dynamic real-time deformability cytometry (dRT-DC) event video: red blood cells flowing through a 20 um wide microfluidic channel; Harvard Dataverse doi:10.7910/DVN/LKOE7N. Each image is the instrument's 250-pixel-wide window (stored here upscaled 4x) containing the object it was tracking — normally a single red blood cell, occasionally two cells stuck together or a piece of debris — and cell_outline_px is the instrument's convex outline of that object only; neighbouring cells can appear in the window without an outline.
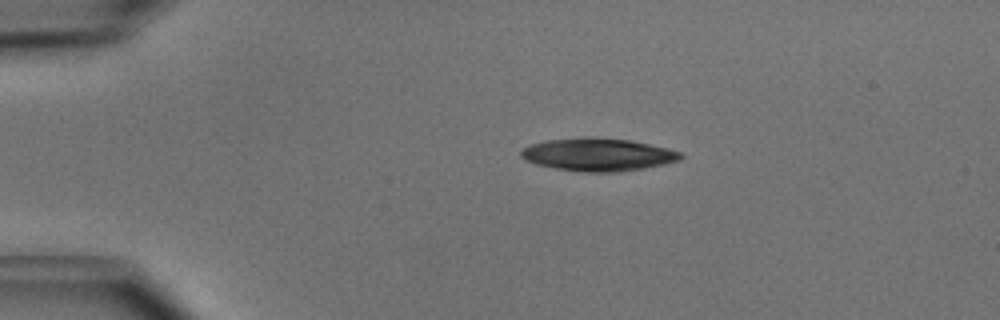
{"species": "common noctule bat (a hibernating species)", "species_latin": "Nyctalus noctula", "temperature_condition": "cold", "stored_images_in_passage": 41, "camera_frame_rate_fps": 3000, "um_per_image_px": 0.085, "animal": {"sex": "male", "body_mass_g": 15.6}, "frame": {"image": 1, "passage_image": 1, "time_ms": 0.0, "image_size_px": [1000, 320], "cell_outline_px": [[684, 156], [680, 160], [664, 164], [644, 168], [616, 172], [588, 172], [556, 168], [536, 164], [524, 160], [520, 156], [520, 152], [524, 148], [532, 144], [544, 140], [588, 136], [628, 140], [668, 148], [680, 152]], "centroid_in_image_um": [50.82, 13.13], "position_along_channel_um": 34.2, "area_um2": 30.46}}